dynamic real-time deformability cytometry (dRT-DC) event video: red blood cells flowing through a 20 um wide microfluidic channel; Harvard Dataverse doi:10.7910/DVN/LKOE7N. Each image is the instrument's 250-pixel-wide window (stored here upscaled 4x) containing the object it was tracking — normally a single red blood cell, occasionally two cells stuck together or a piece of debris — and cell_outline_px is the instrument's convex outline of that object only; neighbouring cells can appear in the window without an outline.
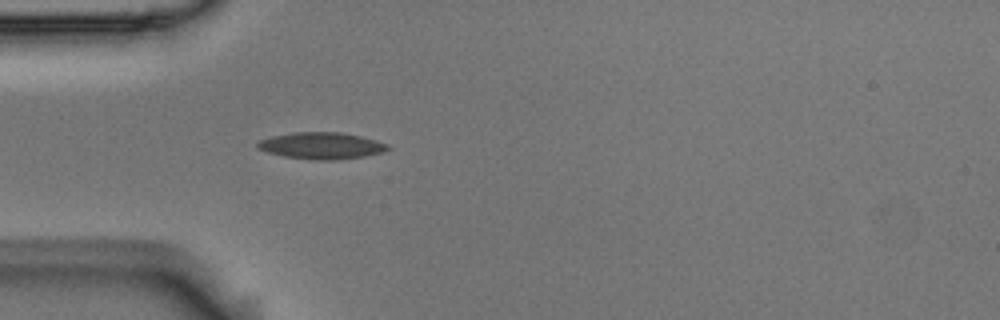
{"species": "Egyptian fruit bat (a non-hibernating species)", "species_latin": "Rousettus aegyptiacus", "temperature_condition": "room temperature", "stored_images_in_passage": 35, "camera_frame_rate_fps": 3000, "um_per_image_px": 0.085, "animal": {"sex": "male"}, "frame": {"image": 1, "passage_image": 1, "time_ms": 0.0, "image_size_px": [1000, 320], "cell_outline_px": [[392, 148], [380, 152], [364, 156], [336, 160], [316, 160], [284, 156], [268, 152], [256, 148], [256, 144], [260, 140], [272, 136], [292, 132], [340, 132], [360, 136], [388, 144]], "centroid_in_image_um": [27.3, 12.38], "position_along_channel_um": 57.7, "area_um2": 20.11}}
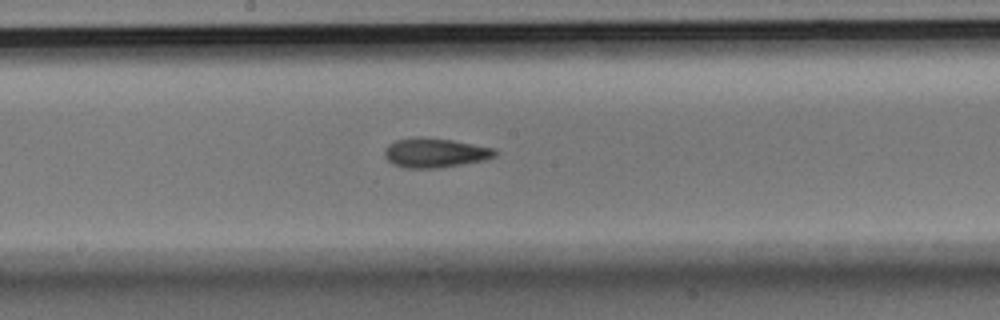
{"frame": {"image": 2, "passage_image": 14, "time_ms": 4.333, "image_size_px": [1000, 320], "cell_outline_px": [[496, 156], [484, 160], [440, 168], [404, 168], [392, 164], [384, 156], [384, 148], [388, 144], [396, 140], [452, 140], [496, 148]], "centroid_in_image_um": [37.0, 13.04], "position_along_channel_um": 211.2, "area_um2": 18.32}}
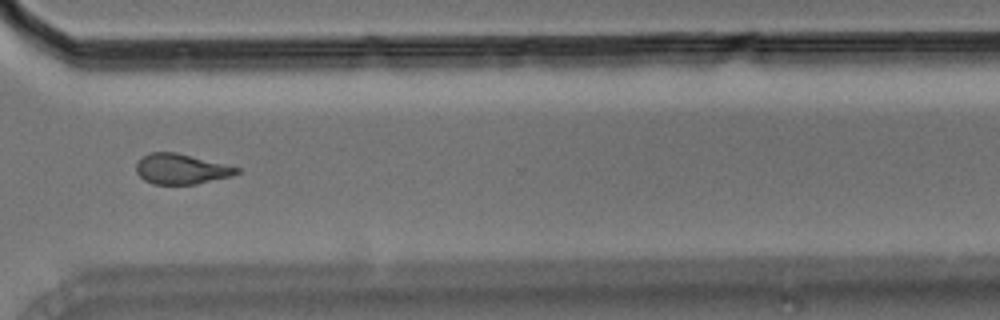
{"frame": {"image": 3, "passage_image": 26, "time_ms": 8.333, "image_size_px": [1000, 320], "cell_outline_px": [[240, 172], [232, 176], [196, 184], [152, 184], [144, 180], [136, 172], [136, 164], [148, 152], [176, 152], [240, 168]], "centroid_in_image_um": [15.39, 14.37], "position_along_channel_um": 355.2, "area_um2": 17.63}, "authors_computed_cell_mechanics": {"area_um2": 18.6116, "velocity_mm_per_s": 3.6077, "shape_relaxation_time_tau1_ms": 6.1401, "shape_relaxation_time_tau2_ms": 3.3357, "deformation_change_tau1": 0.1678, "deformation_change_tau2": 0.1076}}